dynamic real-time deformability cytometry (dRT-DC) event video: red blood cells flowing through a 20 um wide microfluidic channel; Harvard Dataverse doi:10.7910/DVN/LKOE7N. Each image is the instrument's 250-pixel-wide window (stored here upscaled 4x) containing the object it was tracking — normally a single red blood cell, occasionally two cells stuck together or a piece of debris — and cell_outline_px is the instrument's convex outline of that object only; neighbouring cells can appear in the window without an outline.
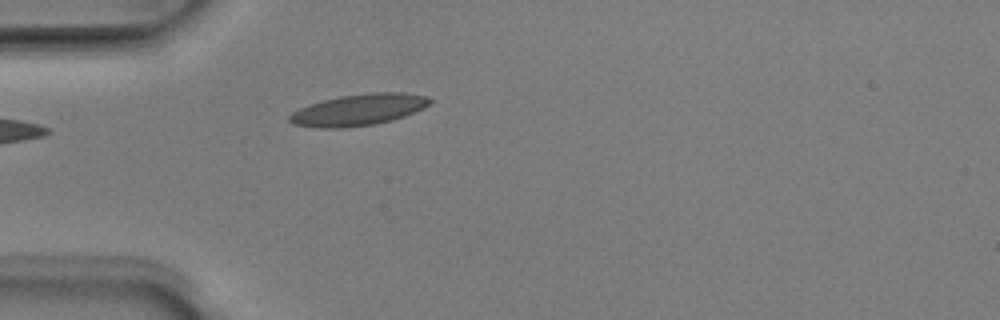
{"species": "Egyptian fruit bat (a non-hibernating species)", "species_latin": "Rousettus aegyptiacus", "temperature_condition": "room temperature", "stored_images_in_passage": 4, "camera_frame_rate_fps": 3000, "um_per_image_px": 0.085, "animal": {"sex": "male"}, "frame": {"image": 1, "passage_image": 4, "time_ms": 1.0, "image_size_px": [1000, 320], "cell_outline_px": [[432, 100], [424, 108], [404, 116], [392, 120], [372, 124], [344, 128], [320, 128], [292, 124], [288, 120], [288, 116], [292, 112], [300, 108], [324, 100], [340, 96], [372, 92], [404, 92], [428, 96]], "centroid_in_image_um": [30.49, 9.33], "position_along_channel_um": 54.5, "area_um2": 25.61}}